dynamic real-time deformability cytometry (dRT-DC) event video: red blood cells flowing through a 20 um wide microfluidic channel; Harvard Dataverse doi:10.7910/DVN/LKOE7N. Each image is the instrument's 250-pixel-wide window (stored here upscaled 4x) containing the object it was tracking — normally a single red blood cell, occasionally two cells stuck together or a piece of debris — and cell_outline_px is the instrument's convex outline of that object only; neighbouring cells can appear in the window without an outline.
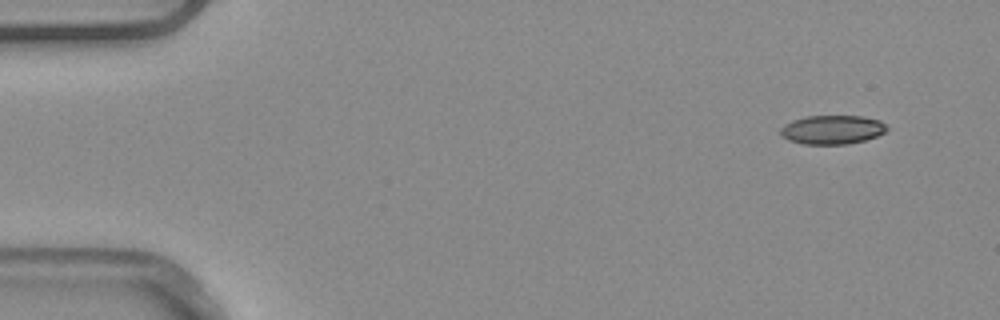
{"species": "common noctule bat (a hibernating species)", "species_latin": "Nyctalus noctula", "temperature_condition": "warm", "stored_images_in_passage": 6, "camera_frame_rate_fps": 3000, "um_per_image_px": 0.085, "animal": {"sex": "male", "body_mass_g": 20.4}, "frame": {"image": 1, "passage_image": 1, "time_ms": 0.0, "image_size_px": [1000, 320], "cell_outline_px": [[888, 128], [884, 132], [876, 136], [864, 140], [848, 144], [804, 144], [788, 140], [780, 132], [780, 128], [784, 124], [792, 120], [804, 116], [864, 116], [880, 120]], "centroid_in_image_um": [70.72, 11.01], "position_along_channel_um": 14.3, "area_um2": 17.92}}
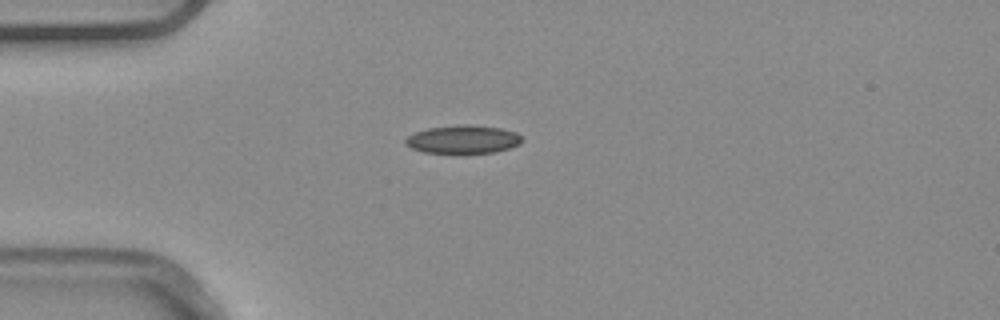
{"frame": {"image": 2, "passage_image": 3, "time_ms": 0.667, "image_size_px": [1000, 320], "cell_outline_px": [[524, 140], [520, 144], [496, 152], [464, 156], [452, 156], [424, 152], [412, 148], [404, 144], [404, 140], [408, 136], [416, 132], [428, 128], [464, 124], [468, 124], [500, 128], [516, 132]], "centroid_in_image_um": [39.35, 11.91], "position_along_channel_um": 45.7, "area_um2": 20.11}}